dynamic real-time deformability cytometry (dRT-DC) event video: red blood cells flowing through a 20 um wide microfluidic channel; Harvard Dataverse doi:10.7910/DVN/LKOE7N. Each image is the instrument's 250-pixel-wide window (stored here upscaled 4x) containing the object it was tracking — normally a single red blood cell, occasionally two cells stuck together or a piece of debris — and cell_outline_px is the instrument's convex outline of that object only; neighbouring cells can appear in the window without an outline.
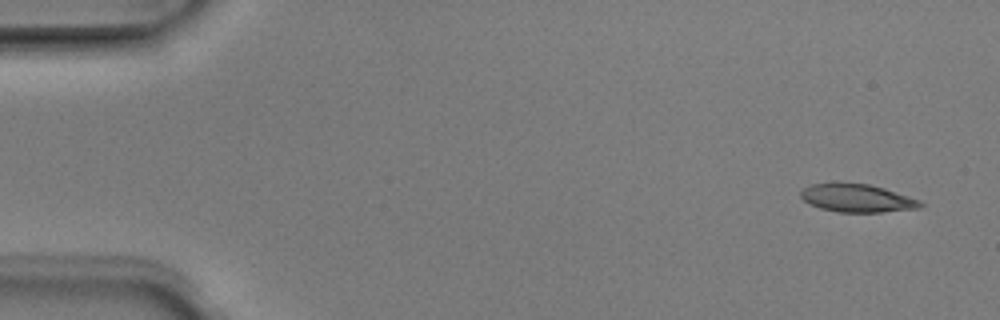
{"species": "Egyptian fruit bat (a non-hibernating species)", "species_latin": "Rousettus aegyptiacus", "temperature_condition": "room temperature", "stored_images_in_passage": 6, "camera_frame_rate_fps": 3000, "um_per_image_px": 0.085, "animal": {"sex": "male"}, "frame": {"image": 1, "passage_image": 1, "time_ms": 0.0, "image_size_px": [1000, 320], "cell_outline_px": [[924, 204], [920, 208], [880, 212], [840, 212], [820, 208], [804, 200], [800, 196], [800, 188], [812, 184], [868, 184], [884, 188], [920, 200]], "centroid_in_image_um": [72.86, 16.85], "position_along_channel_um": 12.1, "area_um2": 19.19}}
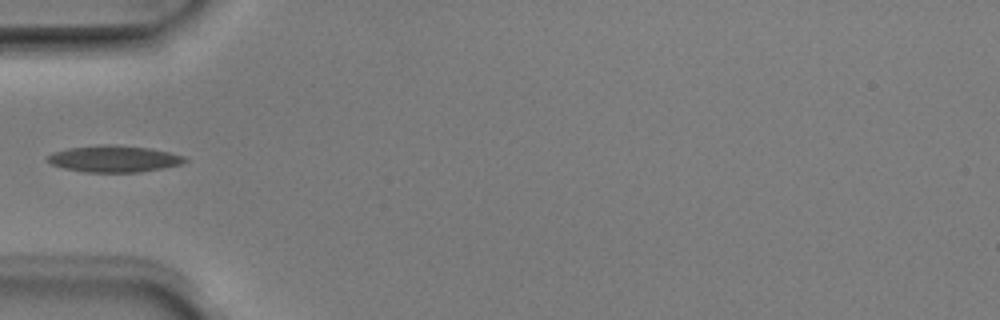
{"frame": {"image": 2, "passage_image": 5, "time_ms": 1.333, "image_size_px": [1000, 320], "cell_outline_px": [[188, 160], [184, 164], [164, 168], [140, 172], [84, 172], [64, 168], [52, 164], [44, 160], [44, 156], [52, 152], [68, 148], [100, 144], [116, 144], [152, 148], [184, 156]], "centroid_in_image_um": [9.67, 13.49], "position_along_channel_um": 75.3, "area_um2": 21.73}}
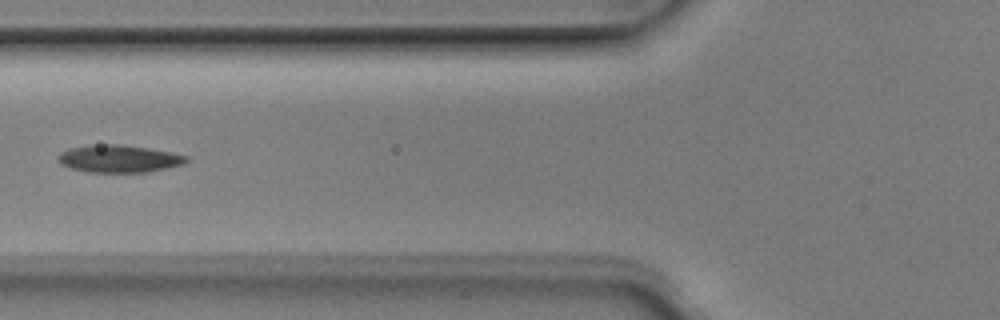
{"frame": {"image": 3, "passage_image": 6, "time_ms": 1.667, "image_size_px": [1000, 320], "cell_outline_px": [[188, 160], [184, 164], [144, 172], [88, 172], [72, 168], [60, 164], [56, 160], [56, 156], [60, 152], [68, 148], [92, 144], [120, 144], [148, 148], [172, 152], [188, 156]], "centroid_in_image_um": [10.05, 13.47], "position_along_channel_um": 115.7, "area_um2": 20.63}}